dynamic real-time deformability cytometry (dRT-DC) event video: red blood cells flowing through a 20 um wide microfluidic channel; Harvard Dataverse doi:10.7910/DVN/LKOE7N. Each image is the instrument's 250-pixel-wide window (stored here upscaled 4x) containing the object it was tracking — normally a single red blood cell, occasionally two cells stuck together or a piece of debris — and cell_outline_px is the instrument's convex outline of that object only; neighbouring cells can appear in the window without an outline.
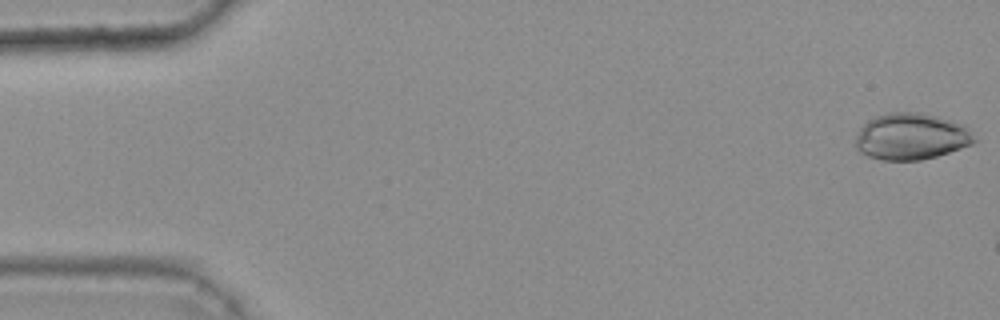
{"species": "common noctule bat (a hibernating species)", "species_latin": "Nyctalus noctula", "temperature_condition": "warm", "stored_images_in_passage": 8, "camera_frame_rate_fps": 3000, "um_per_image_px": 0.085, "animal": {"sex": "female", "body_mass_g": 25.1}, "frame": {"image": 1, "passage_image": 1, "time_ms": 0.0, "image_size_px": [1000, 320], "cell_outline_px": [[976, 140], [972, 144], [936, 156], [920, 160], [880, 160], [868, 156], [860, 152], [856, 148], [856, 136], [860, 128], [868, 120], [892, 112], [916, 112], [964, 124], [968, 128]], "centroid_in_image_um": [77.43, 11.62], "position_along_channel_um": 7.6, "area_um2": 31.73}}